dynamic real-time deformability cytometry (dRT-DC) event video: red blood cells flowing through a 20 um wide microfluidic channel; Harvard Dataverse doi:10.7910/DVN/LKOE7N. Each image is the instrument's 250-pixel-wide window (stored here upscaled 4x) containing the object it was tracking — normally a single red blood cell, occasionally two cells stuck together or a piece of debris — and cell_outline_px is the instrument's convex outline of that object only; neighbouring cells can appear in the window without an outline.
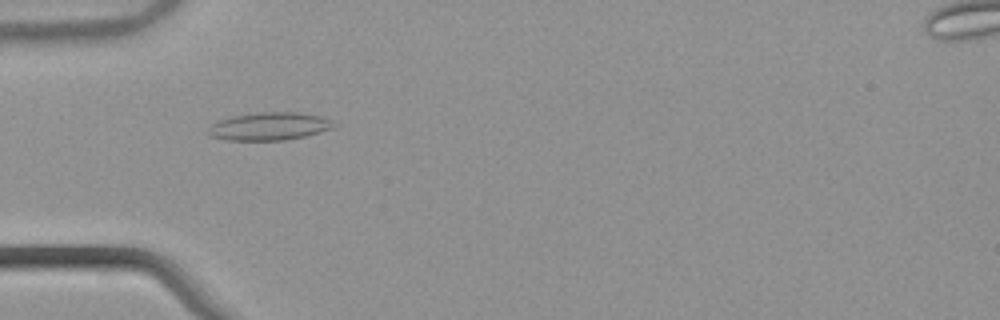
{"species": "common noctule bat (a hibernating species)", "species_latin": "Nyctalus noctula", "temperature_condition": "warm", "stored_images_in_passage": 53, "camera_frame_rate_fps": 3000, "um_per_image_px": 0.085, "animal": {"sex": "male", "body_mass_g": 21.5, "forearm_length_mm": 52.0}, "frame": {"image": 1, "passage_image": 17, "time_ms": 5.333, "image_size_px": [1000, 320], "cell_outline_px": [[336, 124], [332, 128], [320, 132], [304, 136], [284, 140], [228, 140], [208, 136], [208, 128], [212, 124], [220, 120], [232, 116], [256, 112], [300, 112], [320, 116], [332, 120]], "centroid_in_image_um": [22.88, 10.73], "position_along_channel_um": 62.1, "area_um2": 20.4}}
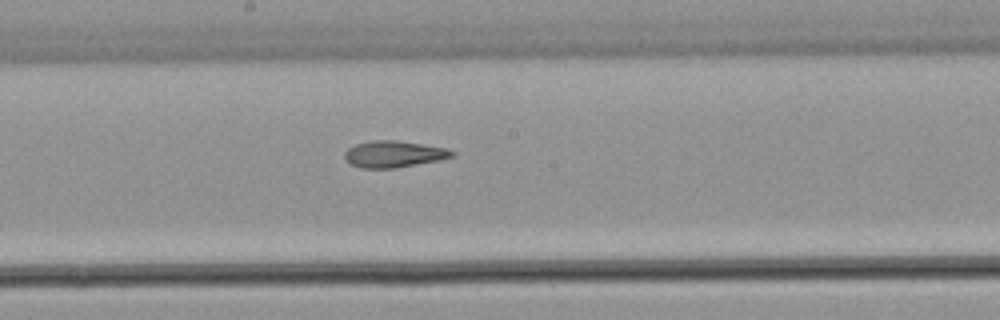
{"frame": {"image": 2, "passage_image": 29, "time_ms": 9.333, "image_size_px": [1000, 320], "cell_outline_px": [[456, 156], [440, 160], [396, 168], [360, 168], [344, 160], [344, 152], [348, 148], [356, 144], [372, 140], [396, 140], [424, 144], [444, 148], [456, 152]], "centroid_in_image_um": [33.47, 13.1], "position_along_channel_um": 214.7, "area_um2": 16.76}}
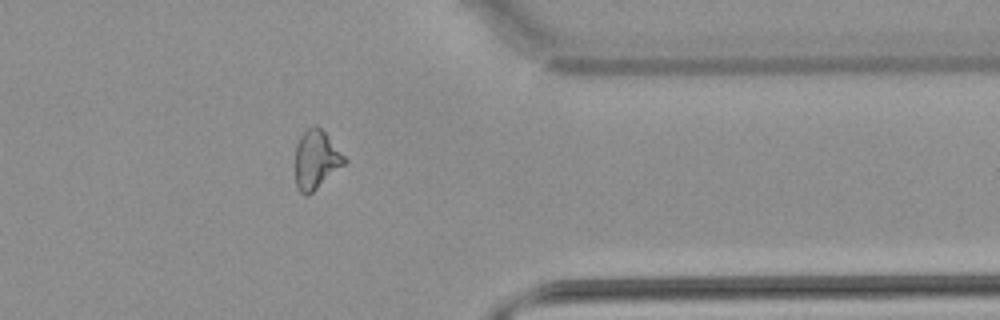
{"frame": {"image": 3, "passage_image": 43, "time_ms": 14.0, "image_size_px": [1000, 320], "cell_outline_px": [[348, 160], [344, 164], [308, 196], [304, 196], [300, 192], [296, 184], [296, 144], [300, 136], [308, 128], [316, 124], [324, 132]], "centroid_in_image_um": [26.85, 13.58], "position_along_channel_um": 384.5, "area_um2": 16.53}, "authors_computed_cell_mechanics": {"area_um2": 17.918, "velocity_mm_per_s": 3.8838, "shape_relaxation_time_tau1_ms": null, "shape_relaxation_time_tau2_ms": 5.7057, "deformation_change_tau1": null, "deformation_change_tau2": 0.1557}}